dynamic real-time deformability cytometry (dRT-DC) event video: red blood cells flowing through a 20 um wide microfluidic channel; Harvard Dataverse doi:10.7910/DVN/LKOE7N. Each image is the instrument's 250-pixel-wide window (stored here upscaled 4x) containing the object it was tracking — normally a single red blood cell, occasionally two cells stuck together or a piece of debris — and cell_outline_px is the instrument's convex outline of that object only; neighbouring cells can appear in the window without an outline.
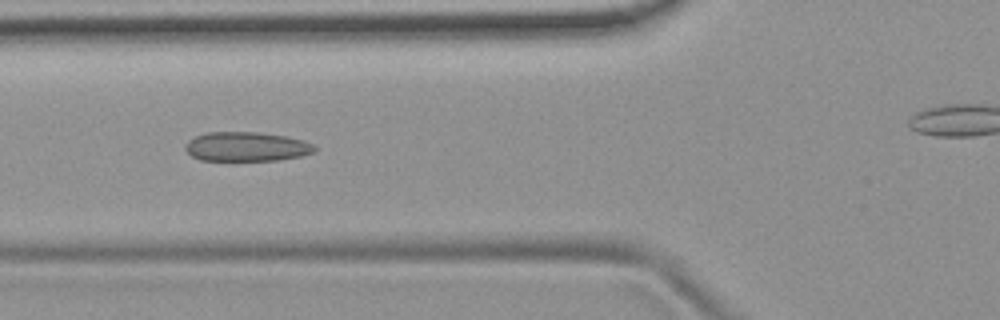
{"species": "common noctule bat (a hibernating species)", "species_latin": "Nyctalus noctula", "temperature_condition": "room temperature", "stored_images_in_passage": 26, "camera_frame_rate_fps": 3000, "um_per_image_px": 0.085, "animal": {"sex": "female", "body_mass_g": 19.9}, "frame": {"image": 1, "passage_image": 8, "time_ms": 2.333, "image_size_px": [1000, 320], "cell_outline_px": [[316, 148], [312, 152], [300, 156], [280, 160], [200, 160], [192, 156], [184, 148], [188, 140], [196, 136], [208, 132], [256, 132], [284, 136], [304, 140], [312, 144]], "centroid_in_image_um": [20.93, 12.46], "position_along_channel_um": 104.9, "area_um2": 21.91}}